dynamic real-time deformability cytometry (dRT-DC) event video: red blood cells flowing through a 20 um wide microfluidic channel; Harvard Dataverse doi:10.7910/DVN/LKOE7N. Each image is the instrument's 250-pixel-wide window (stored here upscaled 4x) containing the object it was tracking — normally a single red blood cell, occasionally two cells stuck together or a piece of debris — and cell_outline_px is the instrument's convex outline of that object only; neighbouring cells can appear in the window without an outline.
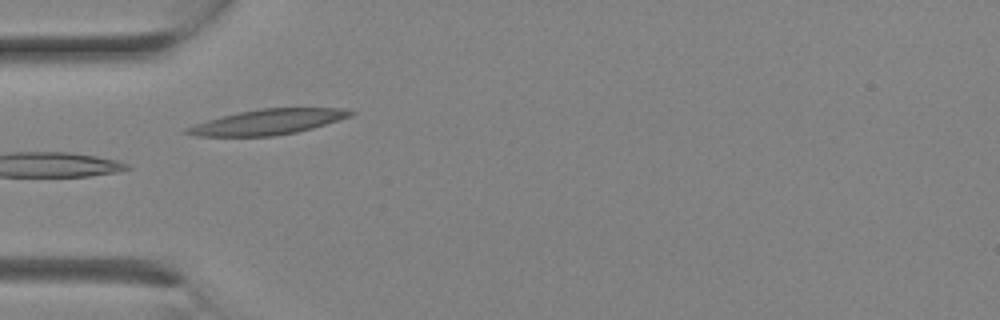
{"species": "Egyptian fruit bat (a non-hibernating species)", "species_latin": "Rousettus aegyptiacus", "temperature_condition": "room temperature", "stored_images_in_passage": 10, "camera_frame_rate_fps": 3000, "um_per_image_px": 0.085, "animal": {"sex": "female"}, "frame": {"image": 1, "passage_image": 7, "time_ms": 2.0, "image_size_px": [1000, 320], "cell_outline_px": [[356, 112], [352, 116], [312, 128], [296, 132], [272, 136], [196, 136], [184, 132], [184, 128], [208, 120], [240, 112], [260, 108], [344, 108]], "centroid_in_image_um": [22.8, 10.36], "position_along_channel_um": 62.2, "area_um2": 23.81}}
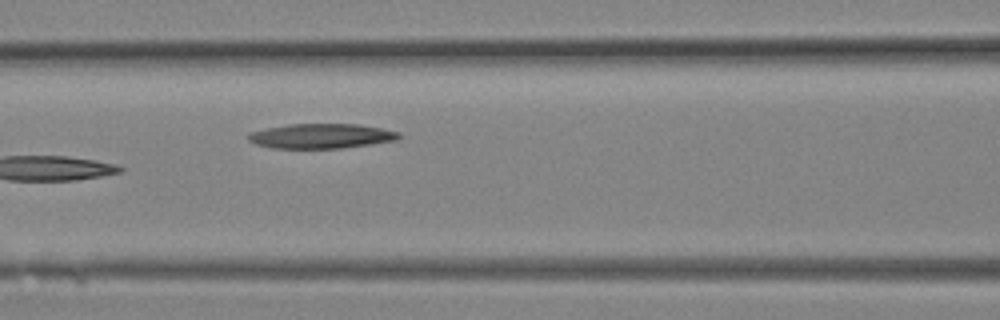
{"frame": {"image": 2, "passage_image": 10, "time_ms": 3.0, "image_size_px": [1000, 320], "cell_outline_px": [[400, 136], [396, 140], [340, 148], [272, 148], [256, 144], [248, 140], [248, 132], [288, 124], [360, 124], [400, 132]], "centroid_in_image_um": [27.27, 11.56], "position_along_channel_um": 139.3, "area_um2": 21.56}}